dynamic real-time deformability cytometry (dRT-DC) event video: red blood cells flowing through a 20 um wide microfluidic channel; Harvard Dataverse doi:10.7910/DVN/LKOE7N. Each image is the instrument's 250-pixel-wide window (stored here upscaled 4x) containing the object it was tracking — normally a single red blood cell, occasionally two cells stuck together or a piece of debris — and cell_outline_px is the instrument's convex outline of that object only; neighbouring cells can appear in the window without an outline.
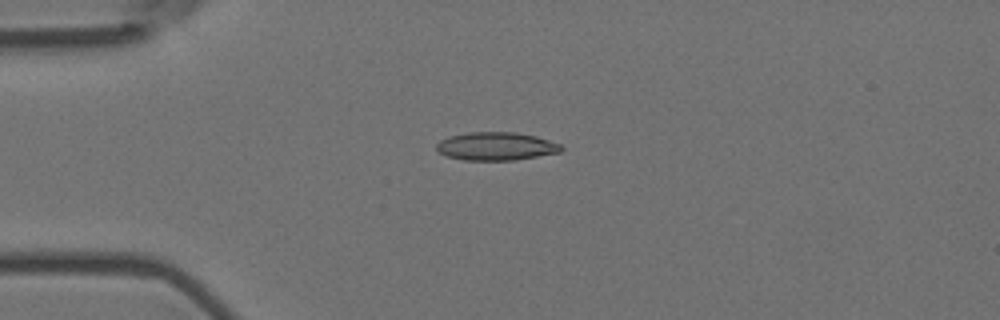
{"species": "Egyptian fruit bat (a non-hibernating species)", "species_latin": "Rousettus aegyptiacus", "temperature_condition": "room temperature", "stored_images_in_passage": 15, "camera_frame_rate_fps": 3000, "um_per_image_px": 0.085, "animal": {"sex": "female"}, "frame": {"image": 1, "passage_image": 4, "time_ms": 1.0, "image_size_px": [1000, 320], "cell_outline_px": [[564, 148], [560, 152], [516, 160], [464, 160], [444, 156], [436, 148], [436, 144], [440, 140], [448, 136], [468, 132], [516, 132], [536, 136], [560, 144]], "centroid_in_image_um": [42.15, 12.43], "position_along_channel_um": 42.9, "area_um2": 20.58}}
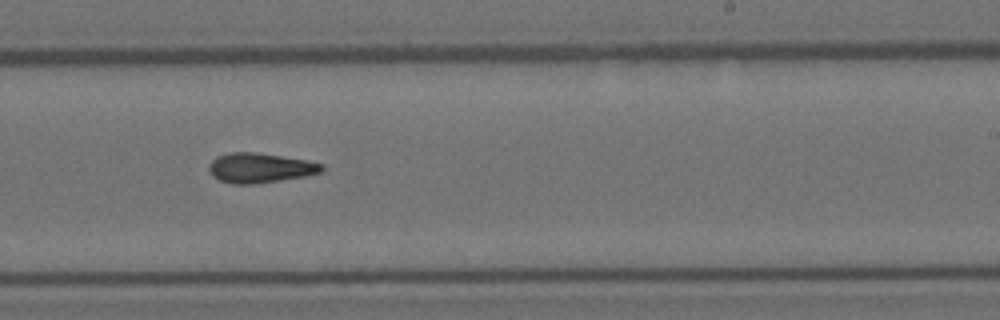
{"frame": {"image": 2, "passage_image": 10, "time_ms": 3.0, "image_size_px": [1000, 320], "cell_outline_px": [[324, 172], [304, 176], [280, 180], [252, 184], [232, 184], [220, 180], [212, 176], [208, 168], [208, 164], [216, 156], [228, 152], [256, 152], [308, 160], [324, 164]], "centroid_in_image_um": [22.1, 14.26], "position_along_channel_um": 266.9, "area_um2": 19.77}}
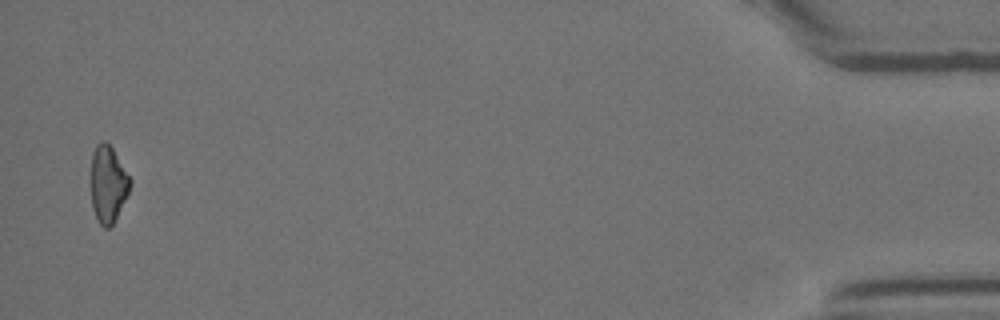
{"frame": {"image": 3, "passage_image": 15, "time_ms": 4.667, "image_size_px": [1000, 320], "cell_outline_px": [[132, 184], [112, 224], [108, 228], [104, 228], [100, 224], [92, 208], [92, 152], [96, 144], [100, 140], [104, 140], [112, 148], [132, 180]], "centroid_in_image_um": [9.18, 15.61], "position_along_channel_um": 426.0, "area_um2": 17.17}}